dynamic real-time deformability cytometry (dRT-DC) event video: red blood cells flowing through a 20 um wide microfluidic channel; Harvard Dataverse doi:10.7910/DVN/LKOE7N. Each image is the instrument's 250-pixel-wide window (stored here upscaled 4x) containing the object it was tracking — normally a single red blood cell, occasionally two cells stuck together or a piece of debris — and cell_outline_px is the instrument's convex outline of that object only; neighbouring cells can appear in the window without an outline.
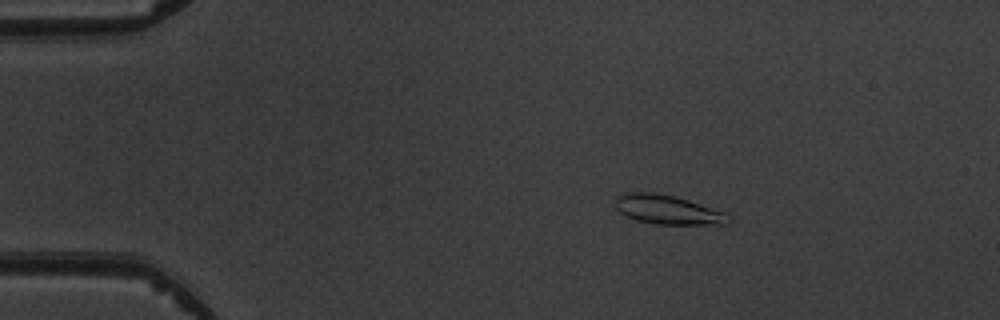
{"species": "common noctule bat (a hibernating species)", "species_latin": "Nyctalus noctula", "temperature_condition": "warm", "stored_images_in_passage": 5, "camera_frame_rate_fps": 3000, "um_per_image_px": 0.085, "animal": {"sex": "male", "body_mass_g": 19.5, "forearm_length_mm": 54.6}, "frame": {"image": 1, "passage_image": 3, "time_ms": 2.333, "image_size_px": [1000, 320], "cell_outline_px": [[732, 220], [728, 224], [656, 224], [636, 220], [620, 212], [616, 208], [616, 196], [620, 192], [656, 192], [676, 196], [724, 212], [732, 216]], "centroid_in_image_um": [56.75, 17.81], "position_along_channel_um": 28.2, "area_um2": 19.36}}